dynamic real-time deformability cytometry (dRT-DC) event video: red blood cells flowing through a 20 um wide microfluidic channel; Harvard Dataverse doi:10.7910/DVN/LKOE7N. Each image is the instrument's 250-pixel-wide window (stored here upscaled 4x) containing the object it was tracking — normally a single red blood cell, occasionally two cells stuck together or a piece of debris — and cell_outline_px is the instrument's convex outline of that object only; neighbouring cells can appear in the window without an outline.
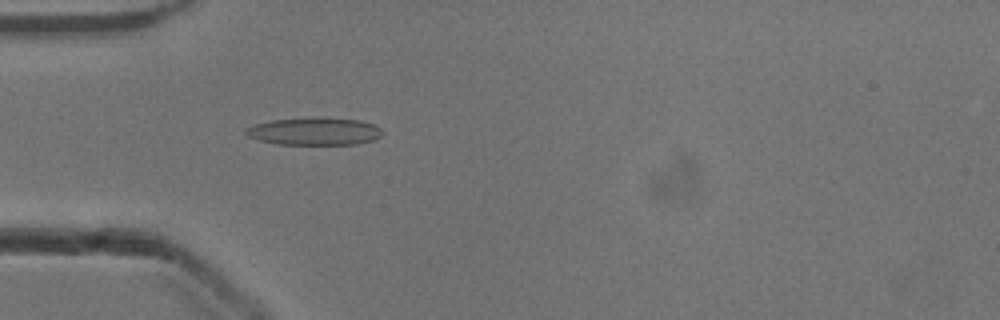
{"species": "common noctule bat (a hibernating species)", "species_latin": "Nyctalus noctula", "temperature_condition": "cold", "stored_images_in_passage": 51, "camera_frame_rate_fps": 3000, "um_per_image_px": 0.085, "animal": {"sex": "male", "body_mass_g": 13.3}, "frame": {"image": 1, "passage_image": 15, "time_ms": 4.667, "image_size_px": [1000, 320], "cell_outline_px": [[384, 132], [376, 140], [356, 144], [276, 144], [260, 140], [248, 136], [244, 132], [244, 128], [256, 124], [272, 120], [360, 120], [372, 124], [380, 128]], "centroid_in_image_um": [26.73, 11.21], "position_along_channel_um": 58.3, "area_um2": 20.92}}
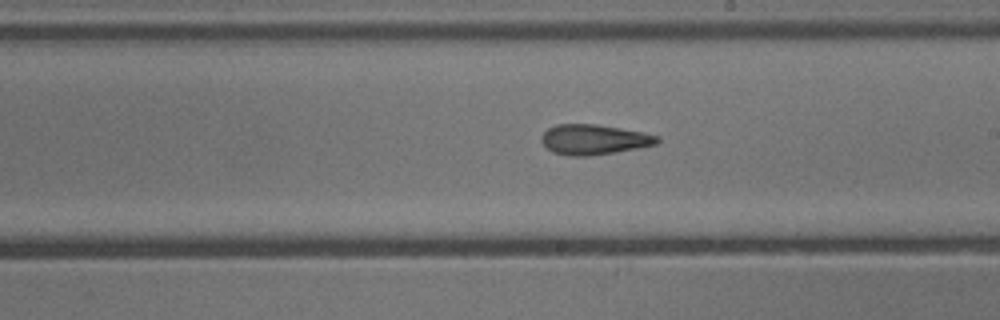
{"frame": {"image": 2, "passage_image": 29, "time_ms": 9.333, "image_size_px": [1000, 320], "cell_outline_px": [[660, 140], [656, 144], [616, 152], [588, 156], [568, 156], [552, 152], [540, 140], [540, 136], [548, 128], [556, 124], [596, 124], [620, 128], [660, 136]], "centroid_in_image_um": [50.45, 11.86], "position_along_channel_um": 238.6, "area_um2": 20.29}}
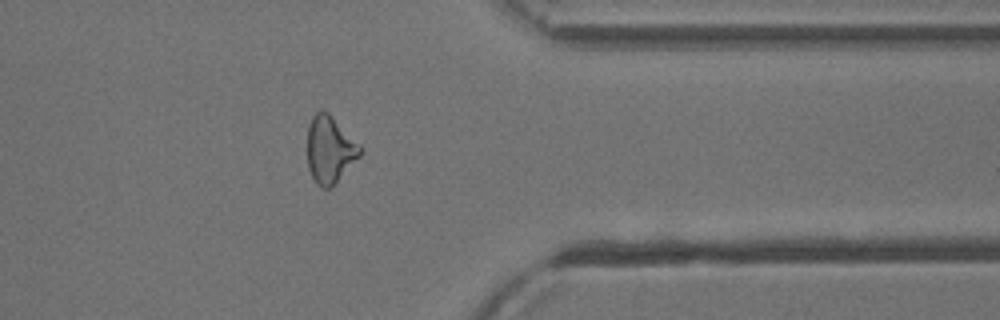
{"frame": {"image": 3, "passage_image": 41, "time_ms": 13.333, "image_size_px": [1000, 320], "cell_outline_px": [[364, 152], [336, 184], [328, 188], [324, 188], [316, 184], [308, 168], [308, 128], [312, 116], [320, 108], [324, 108], [364, 148]], "centroid_in_image_um": [28.07, 12.71], "position_along_channel_um": 383.3, "area_um2": 20.98}, "authors_computed_cell_mechanics": {"area_um2": 20.808, "velocity_mm_per_s": 3.9214, "shape_relaxation_time_tau1_ms": null, "shape_relaxation_time_tau2_ms": 3.6831, "deformation_change_tau1": null, "deformation_change_tau2": 0.1449}}